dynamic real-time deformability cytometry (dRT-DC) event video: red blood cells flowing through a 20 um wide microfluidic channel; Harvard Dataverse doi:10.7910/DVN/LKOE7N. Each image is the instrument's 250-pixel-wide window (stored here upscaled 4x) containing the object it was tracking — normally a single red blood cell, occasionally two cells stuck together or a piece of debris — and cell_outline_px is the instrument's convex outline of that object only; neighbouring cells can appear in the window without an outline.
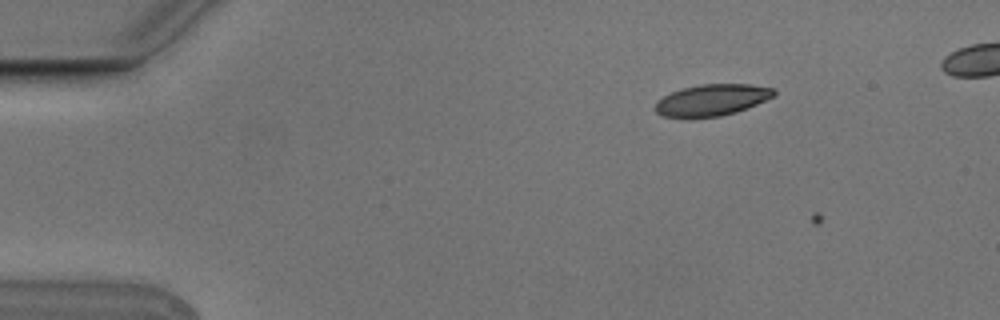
{"species": "Egyptian fruit bat (a non-hibernating species)", "species_latin": "Rousettus aegyptiacus", "temperature_condition": "cold", "stored_images_in_passage": 4, "camera_frame_rate_fps": 3000, "um_per_image_px": 0.085, "animal": {"sex": "male"}, "frame": {"image": 1, "passage_image": 3, "time_ms": 0.667, "image_size_px": [1000, 320], "cell_outline_px": [[776, 96], [736, 112], [720, 116], [688, 120], [660, 116], [656, 112], [656, 100], [672, 92], [684, 88], [700, 84], [748, 84], [776, 88]], "centroid_in_image_um": [60.49, 8.53], "position_along_channel_um": 24.5, "area_um2": 22.31}}